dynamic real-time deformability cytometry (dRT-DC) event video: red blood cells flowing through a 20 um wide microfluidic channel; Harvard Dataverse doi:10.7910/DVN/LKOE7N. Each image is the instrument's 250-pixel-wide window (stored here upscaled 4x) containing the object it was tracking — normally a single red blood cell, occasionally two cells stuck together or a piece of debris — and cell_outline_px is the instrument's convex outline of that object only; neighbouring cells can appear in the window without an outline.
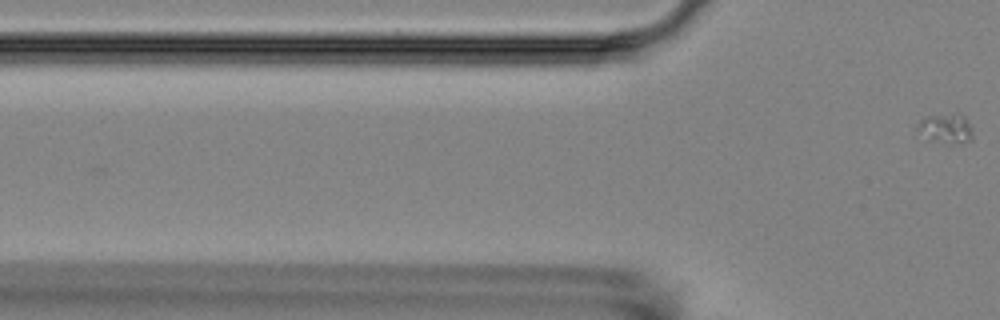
{"species": "Egyptian fruit bat (a non-hibernating species)", "species_latin": "Rousettus aegyptiacus", "temperature_condition": "room temperature", "stored_images_in_passage": 7, "segment_of_instrument_passage": [2, 2], "camera_frame_rate_fps": 3000, "um_per_image_px": 0.085, "animal": {"sex": "female"}, "frame": {"image": 1, "passage_image": 7, "time_ms": 8.0, "image_size_px": [1000, 320], "cell_outline_px": [[972, 140], [952, 144], [948, 144], [928, 140], [916, 132], [916, 128], [920, 120], [924, 116], [960, 112], [964, 116], [972, 128]], "centroid_in_image_um": [80.36, 10.91], "position_along_channel_um": 45.4, "area_um2": 10.0}}